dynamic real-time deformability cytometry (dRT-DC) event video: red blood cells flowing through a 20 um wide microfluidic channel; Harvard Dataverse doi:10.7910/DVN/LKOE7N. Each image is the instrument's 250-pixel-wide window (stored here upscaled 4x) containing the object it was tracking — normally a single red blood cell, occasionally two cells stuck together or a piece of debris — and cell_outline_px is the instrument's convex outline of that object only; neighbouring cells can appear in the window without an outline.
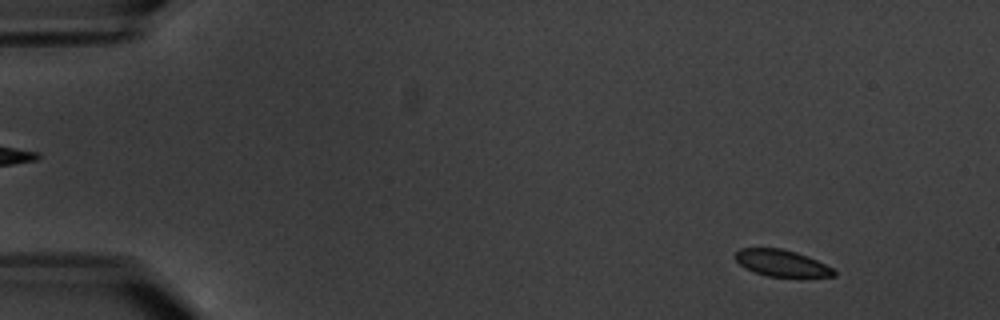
{"species": "common noctule bat (a hibernating species)", "species_latin": "Nyctalus noctula", "temperature_condition": "warm", "stored_images_in_passage": 7, "camera_frame_rate_fps": 3000, "um_per_image_px": 0.085, "animal": {"sex": "male", "body_mass_g": 20.1, "forearm_length_mm": 53.5}, "frame": {"image": 1, "passage_image": 2, "time_ms": 1.0, "image_size_px": [1000, 320], "cell_outline_px": [[836, 276], [768, 276], [744, 268], [732, 256], [740, 248], [780, 248], [796, 252], [808, 256], [832, 268], [836, 272]], "centroid_in_image_um": [66.39, 22.34], "position_along_channel_um": 18.6, "area_um2": 15.09}}
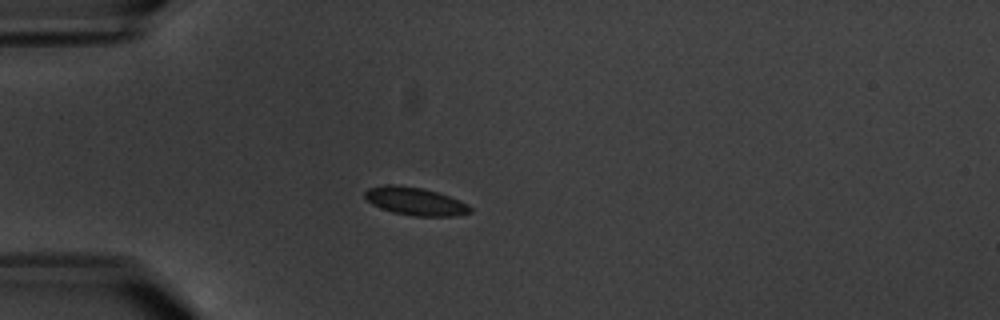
{"frame": {"image": 2, "passage_image": 5, "time_ms": 4.667, "image_size_px": [1000, 320], "cell_outline_px": [[472, 212], [456, 216], [416, 216], [392, 212], [380, 208], [372, 204], [364, 196], [364, 192], [368, 188], [384, 184], [396, 184], [420, 188], [436, 192], [460, 200], [468, 204], [472, 208]], "centroid_in_image_um": [35.29, 17.11], "position_along_channel_um": 49.7, "area_um2": 17.17}}